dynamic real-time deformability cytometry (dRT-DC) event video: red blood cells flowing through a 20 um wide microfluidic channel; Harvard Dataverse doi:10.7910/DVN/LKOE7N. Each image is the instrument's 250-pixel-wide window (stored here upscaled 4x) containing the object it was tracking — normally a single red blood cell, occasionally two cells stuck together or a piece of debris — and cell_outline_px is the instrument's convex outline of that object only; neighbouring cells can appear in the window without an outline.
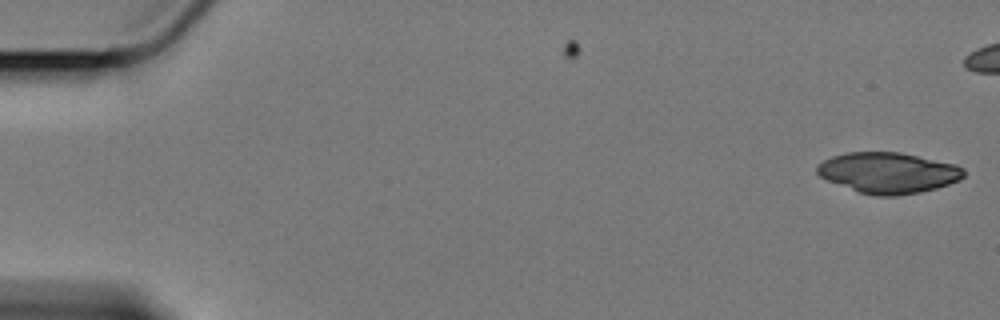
{"species": "Egyptian fruit bat (a non-hibernating species)", "species_latin": "Rousettus aegyptiacus", "temperature_condition": "cold", "stored_images_in_passage": 4, "camera_frame_rate_fps": 3000, "um_per_image_px": 0.085, "animal": {"sex": "female"}, "frame": {"image": 1, "passage_image": 4, "time_ms": 1.0, "image_size_px": [1000, 320], "cell_outline_px": [[964, 176], [960, 180], [936, 188], [920, 192], [896, 196], [876, 196], [860, 192], [828, 180], [820, 176], [816, 172], [816, 164], [832, 156], [848, 152], [900, 152], [956, 164], [964, 168]], "centroid_in_image_um": [75.51, 14.68], "position_along_channel_um": 9.5, "area_um2": 34.8}}